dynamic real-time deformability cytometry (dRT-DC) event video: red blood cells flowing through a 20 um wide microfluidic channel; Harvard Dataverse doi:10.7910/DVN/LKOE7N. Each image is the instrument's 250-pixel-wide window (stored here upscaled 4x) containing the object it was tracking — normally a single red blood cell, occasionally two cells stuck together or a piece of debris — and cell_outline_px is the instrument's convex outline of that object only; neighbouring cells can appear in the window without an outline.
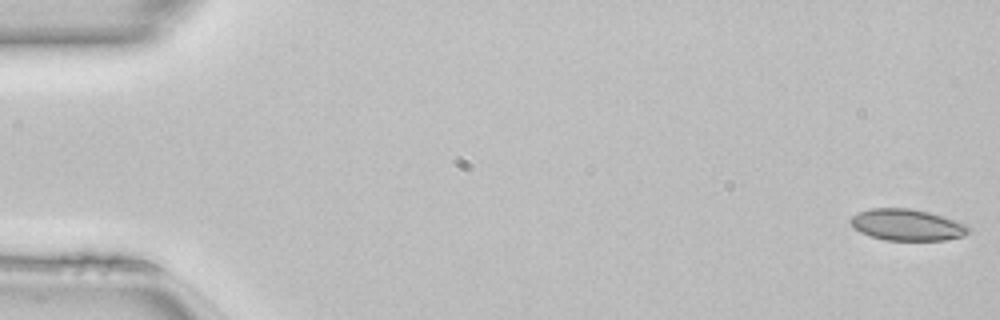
{"species": "common noctule bat (a hibernating species)", "species_latin": "Nyctalus noctula", "temperature_condition": "room temperature", "stored_images_in_passage": 15, "camera_frame_rate_fps": 3000, "um_per_image_px": 0.085, "animal": {"sex": "female", "body_mass_g": 22.7, "forearm_length_mm": 54.2}, "frame": {"image": 1, "passage_image": 1, "time_ms": 0.0, "image_size_px": [1000, 320], "cell_outline_px": [[972, 228], [964, 236], [944, 240], [884, 240], [868, 236], [860, 232], [848, 220], [852, 216], [860, 212], [872, 208], [908, 208], [928, 212], [968, 224]], "centroid_in_image_um": [77.12, 19.12], "position_along_channel_um": 7.9, "area_um2": 21.62}}